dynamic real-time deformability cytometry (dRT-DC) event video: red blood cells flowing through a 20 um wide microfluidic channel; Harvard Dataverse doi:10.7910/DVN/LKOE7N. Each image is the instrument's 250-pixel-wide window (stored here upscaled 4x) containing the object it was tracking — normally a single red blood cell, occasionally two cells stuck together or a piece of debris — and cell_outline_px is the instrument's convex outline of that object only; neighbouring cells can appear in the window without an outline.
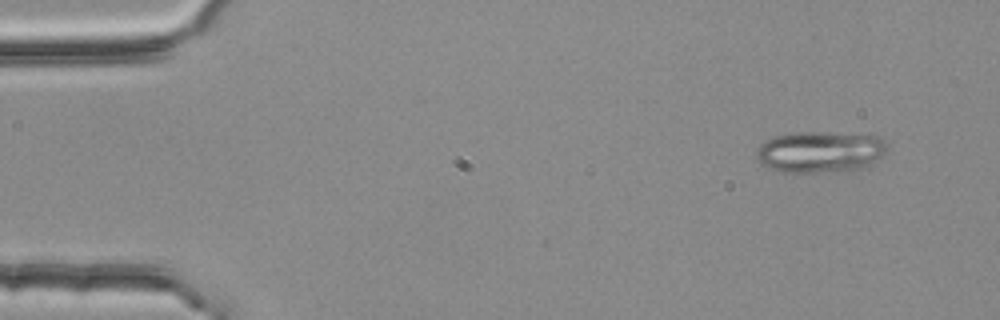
{"species": "common noctule bat (a hibernating species)", "species_latin": "Nyctalus noctula", "temperature_condition": "room temperature", "stored_images_in_passage": 3, "camera_frame_rate_fps": 3000, "um_per_image_px": 0.085, "animal": {"sex": "female", "body_mass_g": 25.1}, "frame": {"image": 1, "passage_image": 1, "time_ms": 0.0, "image_size_px": [1000, 320], "cell_outline_px": [[888, 148], [872, 164], [860, 168], [844, 172], [780, 172], [768, 168], [760, 164], [756, 156], [756, 148], [760, 144], [776, 136], [796, 132], [824, 132], [880, 136], [888, 144]], "centroid_in_image_um": [69.71, 12.92], "position_along_channel_um": 15.3, "area_um2": 31.79}}